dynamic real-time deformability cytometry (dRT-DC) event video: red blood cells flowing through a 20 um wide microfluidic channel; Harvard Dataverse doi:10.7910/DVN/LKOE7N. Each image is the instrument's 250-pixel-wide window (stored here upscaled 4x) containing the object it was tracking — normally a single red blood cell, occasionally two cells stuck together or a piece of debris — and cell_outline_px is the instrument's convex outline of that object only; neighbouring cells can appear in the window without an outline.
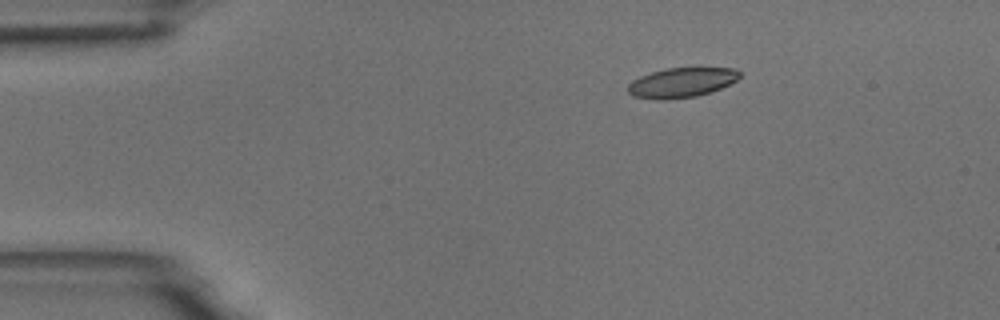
{"species": "common noctule bat (a hibernating species)", "species_latin": "Nyctalus noctula", "temperature_condition": "room temperature", "stored_images_in_passage": 5, "camera_frame_rate_fps": 3000, "um_per_image_px": 0.085, "animal": {"sex": "male", "body_mass_g": 18.8}, "frame": {"image": 1, "passage_image": 3, "time_ms": 2.333, "image_size_px": [1000, 320], "cell_outline_px": [[740, 76], [736, 80], [712, 92], [696, 96], [668, 100], [656, 100], [632, 96], [628, 92], [628, 84], [632, 80], [640, 76], [652, 72], [668, 68], [736, 68], [740, 72]], "centroid_in_image_um": [57.91, 7.03], "position_along_channel_um": 27.1, "area_um2": 19.42}}
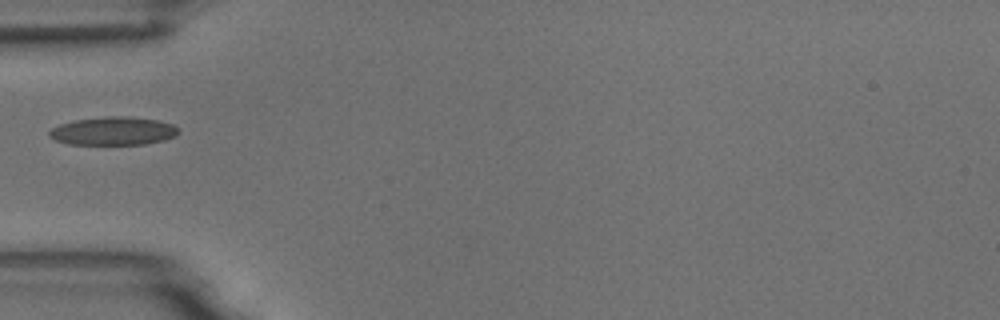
{"frame": {"image": 2, "passage_image": 5, "time_ms": 5.333, "image_size_px": [1000, 320], "cell_outline_px": [[180, 132], [176, 136], [164, 140], [144, 144], [68, 144], [56, 140], [48, 136], [48, 132], [52, 128], [60, 124], [76, 120], [108, 116], [124, 116], [156, 120], [172, 124], [180, 128]], "centroid_in_image_um": [9.65, 11.14], "position_along_channel_um": 75.4, "area_um2": 21.21}}